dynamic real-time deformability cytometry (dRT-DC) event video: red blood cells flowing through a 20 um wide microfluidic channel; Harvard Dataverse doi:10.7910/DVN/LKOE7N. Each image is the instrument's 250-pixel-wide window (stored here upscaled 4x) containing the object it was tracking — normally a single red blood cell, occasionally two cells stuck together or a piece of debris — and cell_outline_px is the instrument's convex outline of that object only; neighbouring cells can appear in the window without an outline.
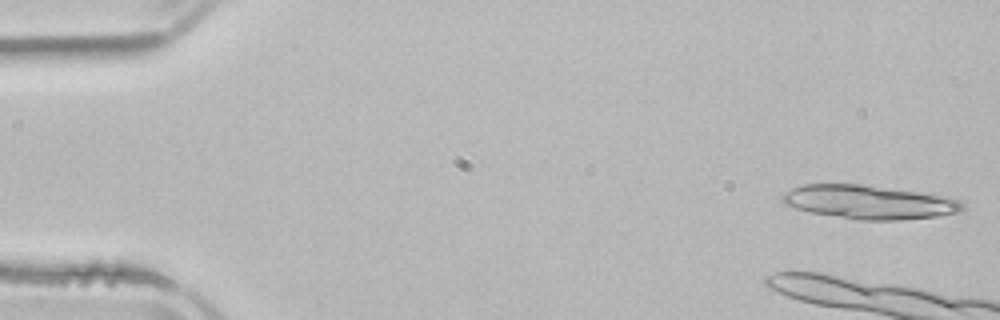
{"species": "common noctule bat (a hibernating species)", "species_latin": "Nyctalus noctula", "temperature_condition": "room temperature", "stored_images_in_passage": 6, "camera_frame_rate_fps": 3000, "um_per_image_px": 0.085, "animal": {"sex": "male", "body_mass_g": 21.5, "forearm_length_mm": 52.0}, "frame": {"image": 1, "passage_image": 1, "time_ms": 0.0, "image_size_px": [1000, 320], "cell_outline_px": [[964, 208], [960, 212], [936, 216], [900, 220], [860, 220], [808, 212], [784, 204], [780, 200], [784, 192], [792, 188], [804, 184], [860, 184], [920, 192], [960, 200], [964, 204]], "centroid_in_image_um": [73.83, 17.18], "position_along_channel_um": 11.2, "area_um2": 35.32}}
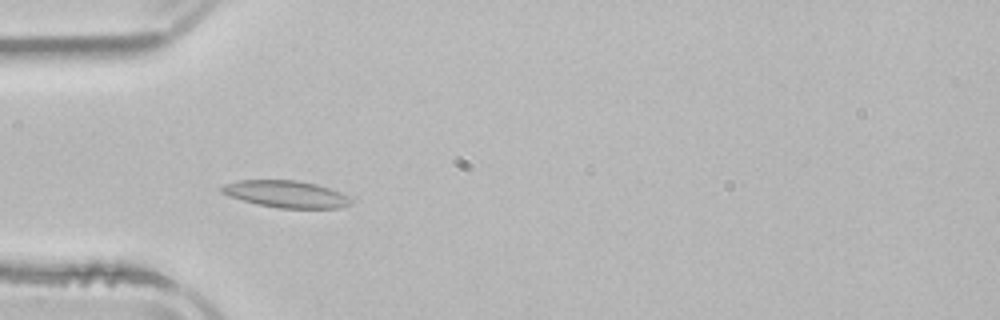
{"frame": {"image": 2, "passage_image": 6, "time_ms": 6.333, "image_size_px": [1000, 320], "cell_outline_px": [[352, 204], [340, 208], [280, 208], [260, 204], [228, 196], [220, 192], [220, 188], [224, 184], [236, 180], [296, 180], [316, 184], [340, 192], [348, 196], [352, 200]], "centroid_in_image_um": [24.31, 16.49], "position_along_channel_um": 60.7, "area_um2": 20.23}}